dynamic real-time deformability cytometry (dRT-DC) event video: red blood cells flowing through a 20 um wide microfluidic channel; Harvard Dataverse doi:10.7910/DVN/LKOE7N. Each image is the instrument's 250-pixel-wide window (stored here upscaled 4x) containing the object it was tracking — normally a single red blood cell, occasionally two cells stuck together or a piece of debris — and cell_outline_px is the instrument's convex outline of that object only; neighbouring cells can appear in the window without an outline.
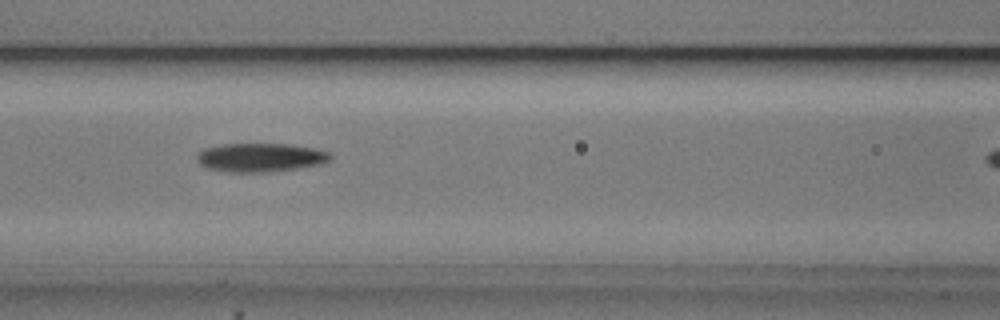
{"species": "common noctule bat (a hibernating species)", "species_latin": "Nyctalus noctula", "temperature_condition": "cold", "stored_images_in_passage": 35, "camera_frame_rate_fps": 3000, "um_per_image_px": 0.085, "animal": {"sex": "male", "body_mass_g": 20.5, "forearm_length_mm": 52.5}, "frame": {"image": 1, "passage_image": 14, "time_ms": 4.333, "image_size_px": [1000, 320], "cell_outline_px": [[332, 160], [320, 164], [296, 168], [268, 172], [228, 172], [204, 168], [196, 160], [196, 156], [204, 148], [220, 144], [288, 144], [312, 148], [328, 152], [332, 156]], "centroid_in_image_um": [22.09, 13.39], "position_along_channel_um": 144.5, "area_um2": 22.37}}
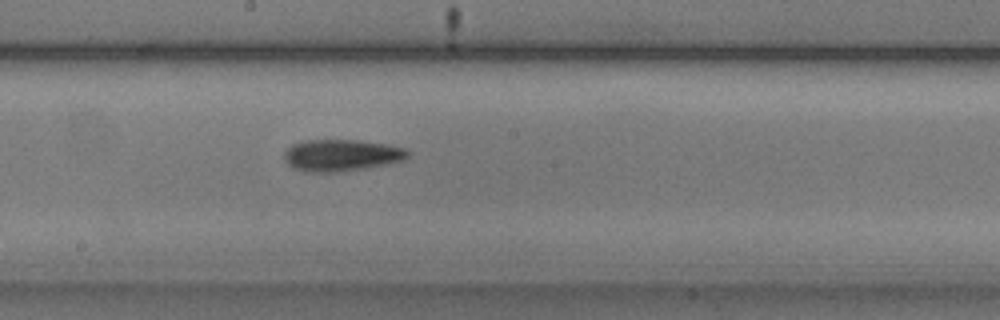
{"frame": {"image": 2, "passage_image": 20, "time_ms": 6.333, "image_size_px": [1000, 320], "cell_outline_px": [[408, 156], [404, 160], [364, 168], [332, 172], [308, 172], [292, 168], [284, 160], [284, 152], [292, 144], [304, 140], [356, 140], [388, 144], [408, 148]], "centroid_in_image_um": [29.0, 13.18], "position_along_channel_um": 219.2, "area_um2": 22.83}}
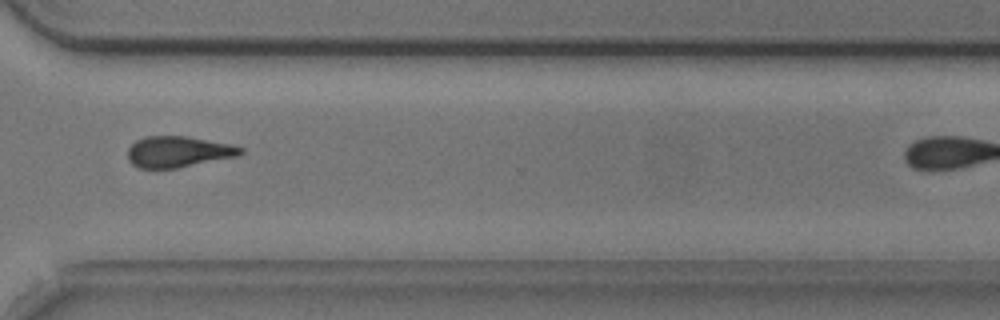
{"frame": {"image": 3, "passage_image": 31, "time_ms": 10.0, "image_size_px": [1000, 320], "cell_outline_px": [[244, 152], [236, 156], [176, 168], [140, 168], [132, 164], [128, 160], [128, 148], [136, 140], [148, 136], [188, 136], [232, 144], [244, 148]], "centroid_in_image_um": [15.15, 12.89], "position_along_channel_um": 355.5, "area_um2": 20.35}}